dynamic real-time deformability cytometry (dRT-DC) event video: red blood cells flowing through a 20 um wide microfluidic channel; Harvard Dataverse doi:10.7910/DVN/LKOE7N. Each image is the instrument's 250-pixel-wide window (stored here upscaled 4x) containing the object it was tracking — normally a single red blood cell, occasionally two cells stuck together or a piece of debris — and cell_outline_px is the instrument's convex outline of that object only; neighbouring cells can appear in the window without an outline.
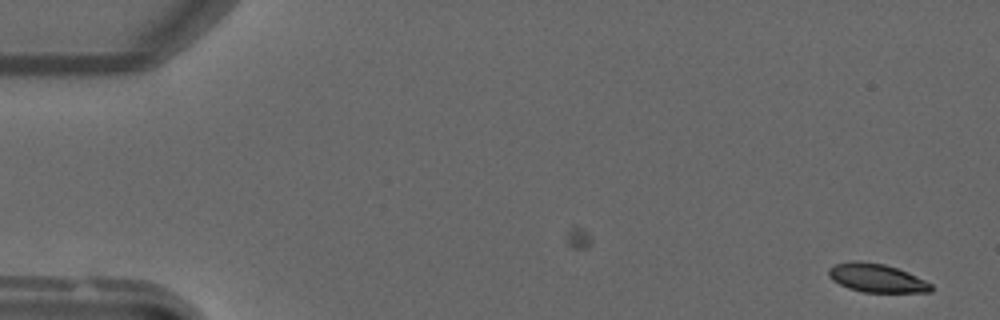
{"species": "common noctule bat (a hibernating species)", "species_latin": "Nyctalus noctula", "temperature_condition": "warm", "stored_images_in_passage": 43, "camera_frame_rate_fps": 3000, "um_per_image_px": 0.085, "animal": {"sex": "male", "forearm_length_mm": 52.5}, "frame": {"image": 1, "passage_image": 2, "time_ms": 0.333, "image_size_px": [1000, 320], "cell_outline_px": [[932, 292], [864, 292], [848, 288], [832, 280], [828, 276], [828, 268], [836, 264], [852, 260], [860, 260], [884, 264], [908, 272], [932, 284]], "centroid_in_image_um": [74.49, 23.62], "position_along_channel_um": 10.5, "area_um2": 17.05}}
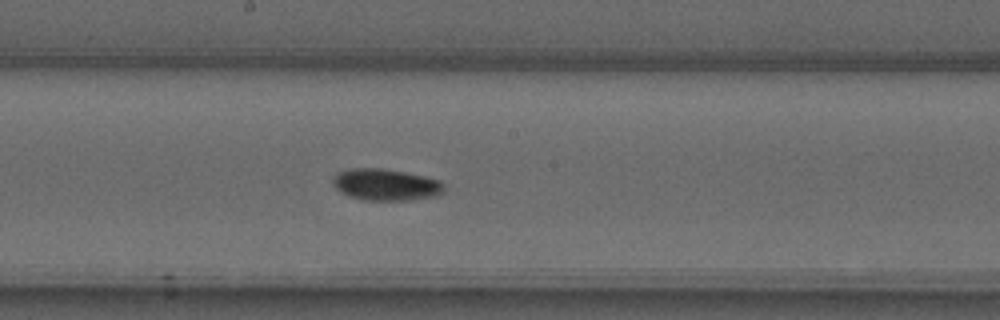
{"frame": {"image": 2, "passage_image": 27, "time_ms": 8.667, "image_size_px": [1000, 320], "cell_outline_px": [[444, 192], [436, 196], [408, 200], [364, 200], [348, 196], [340, 192], [332, 184], [332, 176], [336, 172], [348, 168], [384, 168], [424, 176], [440, 180], [444, 184]], "centroid_in_image_um": [32.75, 15.69], "position_along_channel_um": 215.4, "area_um2": 20.81}}
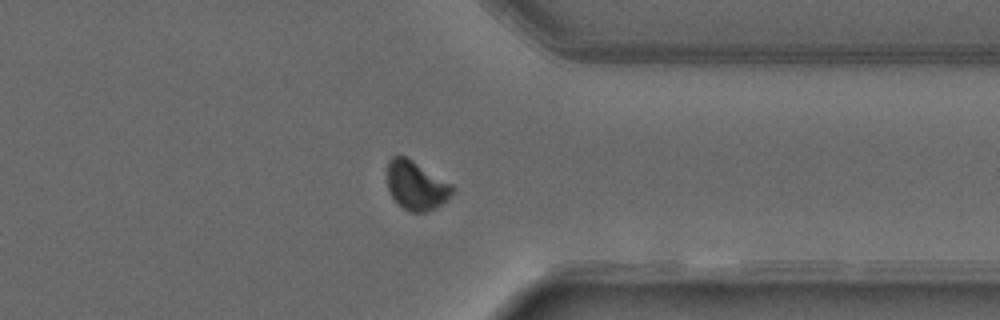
{"frame": {"image": 3, "passage_image": 39, "time_ms": 12.667, "image_size_px": [1000, 320], "cell_outline_px": [[456, 188], [440, 204], [424, 212], [412, 212], [404, 208], [392, 196], [388, 188], [388, 160], [392, 156], [404, 156], [412, 160], [452, 184]], "centroid_in_image_um": [35.36, 15.74], "position_along_channel_um": 376.0, "area_um2": 17.98}}